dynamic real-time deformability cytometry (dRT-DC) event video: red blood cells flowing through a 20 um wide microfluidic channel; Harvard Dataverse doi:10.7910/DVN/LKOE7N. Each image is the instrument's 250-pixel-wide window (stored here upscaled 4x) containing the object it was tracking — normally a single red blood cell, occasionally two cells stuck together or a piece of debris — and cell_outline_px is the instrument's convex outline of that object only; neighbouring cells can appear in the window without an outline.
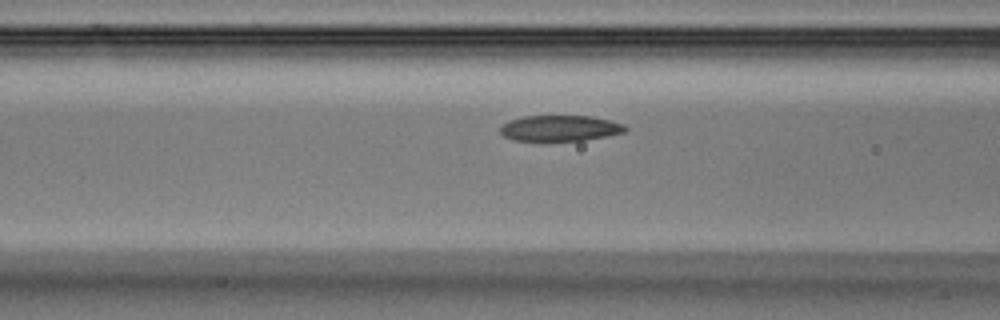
{"species": "Egyptian fruit bat (a non-hibernating species)", "species_latin": "Rousettus aegyptiacus", "temperature_condition": "warm", "stored_images_in_passage": 13, "camera_frame_rate_fps": 3000, "um_per_image_px": 0.085, "animal": {"sex": "male"}, "frame": {"image": 1, "passage_image": 11, "time_ms": 3.333, "image_size_px": [1000, 320], "cell_outline_px": [[628, 128], [624, 132], [608, 136], [584, 140], [516, 140], [504, 136], [500, 132], [500, 128], [508, 120], [524, 116], [592, 116], [624, 124]], "centroid_in_image_um": [47.62, 10.89], "position_along_channel_um": 119.0, "area_um2": 18.61}}